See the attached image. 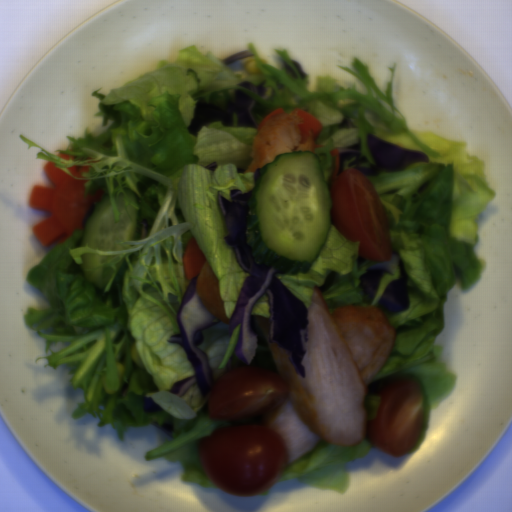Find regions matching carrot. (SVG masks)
<instances>
[{"instance_id":"obj_1","label":"carrot","mask_w":512,"mask_h":512,"mask_svg":"<svg viewBox=\"0 0 512 512\" xmlns=\"http://www.w3.org/2000/svg\"><path fill=\"white\" fill-rule=\"evenodd\" d=\"M54 187L34 185L31 188L29 207L50 214L33 226L34 236L44 247L60 245L69 239L74 230H82L92 207L104 197V189L86 195L85 183L75 179L49 161L43 168Z\"/></svg>"},{"instance_id":"obj_2","label":"carrot","mask_w":512,"mask_h":512,"mask_svg":"<svg viewBox=\"0 0 512 512\" xmlns=\"http://www.w3.org/2000/svg\"><path fill=\"white\" fill-rule=\"evenodd\" d=\"M183 268L190 281L198 274L195 291L204 309L218 321L230 323L221 299L219 280L194 236L188 242Z\"/></svg>"},{"instance_id":"obj_3","label":"carrot","mask_w":512,"mask_h":512,"mask_svg":"<svg viewBox=\"0 0 512 512\" xmlns=\"http://www.w3.org/2000/svg\"><path fill=\"white\" fill-rule=\"evenodd\" d=\"M295 117L299 118V131L301 134H308L309 130H313L314 139L317 140L323 126L317 117L312 114L300 109L295 108L291 113Z\"/></svg>"},{"instance_id":"obj_4","label":"carrot","mask_w":512,"mask_h":512,"mask_svg":"<svg viewBox=\"0 0 512 512\" xmlns=\"http://www.w3.org/2000/svg\"><path fill=\"white\" fill-rule=\"evenodd\" d=\"M330 155L332 157H335L334 170L331 175V183H333L336 180L341 165L340 150L338 148H335L332 151H330Z\"/></svg>"},{"instance_id":"obj_5","label":"carrot","mask_w":512,"mask_h":512,"mask_svg":"<svg viewBox=\"0 0 512 512\" xmlns=\"http://www.w3.org/2000/svg\"><path fill=\"white\" fill-rule=\"evenodd\" d=\"M68 170L69 172L74 176V177H84L82 174L84 172H87L89 171V166L87 165H73L71 167H68Z\"/></svg>"},{"instance_id":"obj_6","label":"carrot","mask_w":512,"mask_h":512,"mask_svg":"<svg viewBox=\"0 0 512 512\" xmlns=\"http://www.w3.org/2000/svg\"><path fill=\"white\" fill-rule=\"evenodd\" d=\"M280 113H284V110L283 108H278L277 110L271 112L270 114L266 115L263 120L260 122V124L258 125L257 127V130L259 131V129L262 127V125L270 118L272 117L273 115H277V114H280Z\"/></svg>"},{"instance_id":"obj_7","label":"carrot","mask_w":512,"mask_h":512,"mask_svg":"<svg viewBox=\"0 0 512 512\" xmlns=\"http://www.w3.org/2000/svg\"><path fill=\"white\" fill-rule=\"evenodd\" d=\"M57 156L63 160H68V159L75 160V158H76L75 156H70V155H67L64 153L57 154Z\"/></svg>"}]
</instances>
